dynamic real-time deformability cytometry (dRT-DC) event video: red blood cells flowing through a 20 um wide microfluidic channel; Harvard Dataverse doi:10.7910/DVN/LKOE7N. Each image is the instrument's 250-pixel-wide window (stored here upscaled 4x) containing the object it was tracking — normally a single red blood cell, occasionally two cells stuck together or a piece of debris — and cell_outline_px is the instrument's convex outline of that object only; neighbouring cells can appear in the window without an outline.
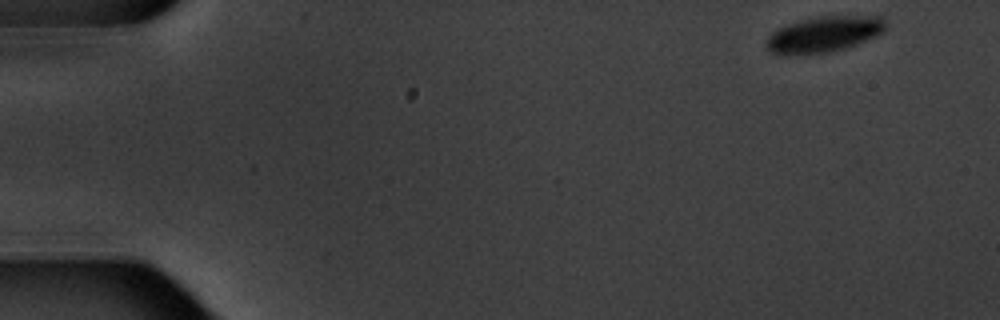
{"species": "common noctule bat (a hibernating species)", "species_latin": "Nyctalus noctula", "temperature_condition": "warm", "stored_images_in_passage": 6, "camera_frame_rate_fps": 3000, "um_per_image_px": 0.085, "animal": {"sex": "male", "body_mass_g": 20.1, "forearm_length_mm": 53.5}, "frame": {"image": 1, "passage_image": 1, "time_ms": 0.0, "image_size_px": [1000, 320], "cell_outline_px": [[884, 28], [880, 32], [856, 44], [844, 48], [828, 52], [780, 56], [772, 52], [764, 44], [764, 40], [772, 32], [788, 24], [800, 20], [820, 16], [880, 16], [884, 20]], "centroid_in_image_um": [69.93, 2.92], "position_along_channel_um": 15.1, "area_um2": 24.57}}
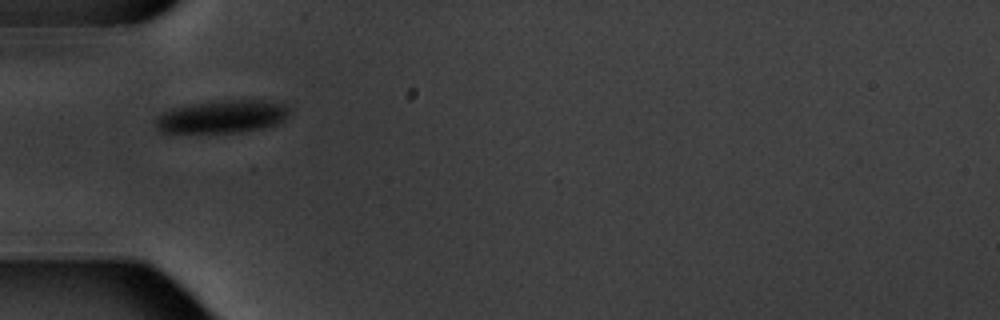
{"frame": {"image": 2, "passage_image": 5, "time_ms": 5.0, "image_size_px": [1000, 320], "cell_outline_px": [[288, 116], [284, 120], [276, 124], [264, 128], [240, 132], [160, 132], [156, 128], [152, 120], [156, 116], [172, 108], [192, 104], [220, 100], [268, 100], [284, 104], [288, 108]], "centroid_in_image_um": [18.86, 9.91], "position_along_channel_um": 66.1, "area_um2": 25.72}}
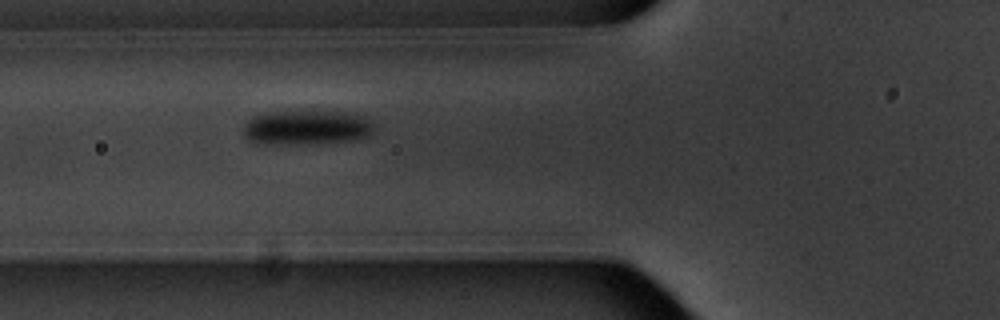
{"frame": {"image": 3, "passage_image": 6, "time_ms": 6.0, "image_size_px": [1000, 320], "cell_outline_px": [[376, 128], [368, 136], [360, 140], [312, 144], [256, 144], [248, 140], [244, 136], [244, 124], [252, 116], [264, 112], [312, 108], [356, 112], [368, 116], [372, 120]], "centroid_in_image_um": [26.14, 10.78], "position_along_channel_um": 99.7, "area_um2": 28.5}}